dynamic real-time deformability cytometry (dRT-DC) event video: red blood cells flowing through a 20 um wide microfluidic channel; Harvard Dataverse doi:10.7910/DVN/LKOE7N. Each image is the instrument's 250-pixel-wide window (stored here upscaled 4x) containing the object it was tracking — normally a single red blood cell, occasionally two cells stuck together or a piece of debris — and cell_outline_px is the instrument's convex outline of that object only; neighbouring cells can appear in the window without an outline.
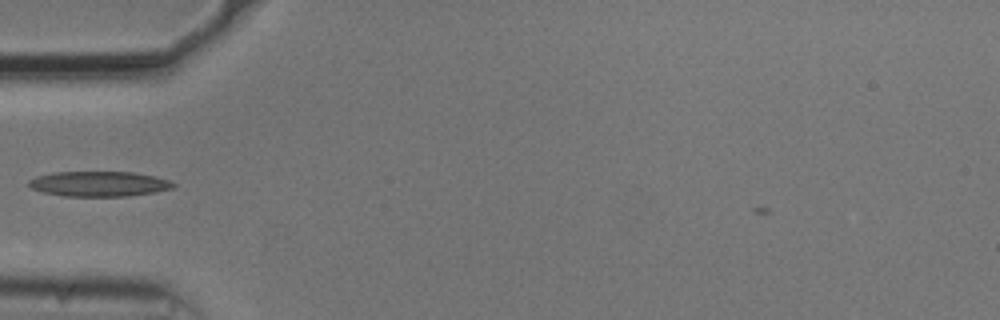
{"species": "common noctule bat (a hibernating species)", "species_latin": "Nyctalus noctula", "temperature_condition": "cold", "stored_images_in_passage": 39, "camera_frame_rate_fps": 3000, "um_per_image_px": 0.085, "animal": {"sex": "male", "body_mass_g": 20.5, "forearm_length_mm": 52.5}, "frame": {"image": 1, "passage_image": 2, "time_ms": 0.333, "image_size_px": [1000, 320], "cell_outline_px": [[176, 184], [172, 188], [152, 192], [128, 196], [64, 196], [44, 192], [32, 188], [28, 184], [28, 180], [36, 176], [52, 172], [132, 172], [156, 176], [168, 180]], "centroid_in_image_um": [8.39, 15.62], "position_along_channel_um": 76.6, "area_um2": 21.04}}
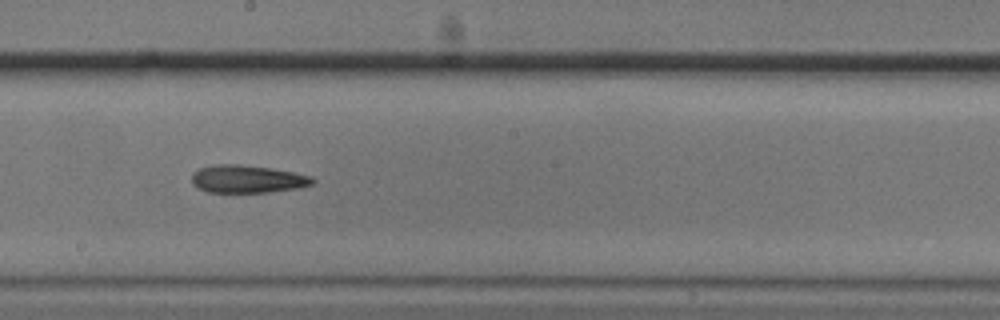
{"frame": {"image": 2, "passage_image": 14, "time_ms": 4.333, "image_size_px": [1000, 320], "cell_outline_px": [[316, 180], [312, 184], [296, 188], [268, 192], [208, 192], [196, 188], [192, 184], [192, 172], [200, 168], [216, 164], [240, 164], [296, 172], [312, 176]], "centroid_in_image_um": [21.0, 15.21], "position_along_channel_um": 227.2, "area_um2": 19.59}}
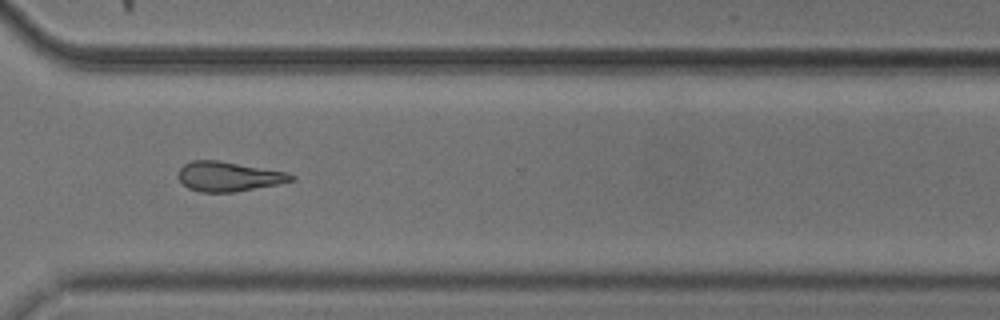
{"frame": {"image": 3, "passage_image": 24, "time_ms": 7.667, "image_size_px": [1000, 320], "cell_outline_px": [[296, 180], [280, 184], [236, 192], [200, 192], [188, 188], [180, 180], [180, 168], [184, 164], [192, 160], [216, 160], [284, 172], [296, 176]], "centroid_in_image_um": [19.45, 15.02], "position_along_channel_um": 351.1, "area_um2": 19.31}}